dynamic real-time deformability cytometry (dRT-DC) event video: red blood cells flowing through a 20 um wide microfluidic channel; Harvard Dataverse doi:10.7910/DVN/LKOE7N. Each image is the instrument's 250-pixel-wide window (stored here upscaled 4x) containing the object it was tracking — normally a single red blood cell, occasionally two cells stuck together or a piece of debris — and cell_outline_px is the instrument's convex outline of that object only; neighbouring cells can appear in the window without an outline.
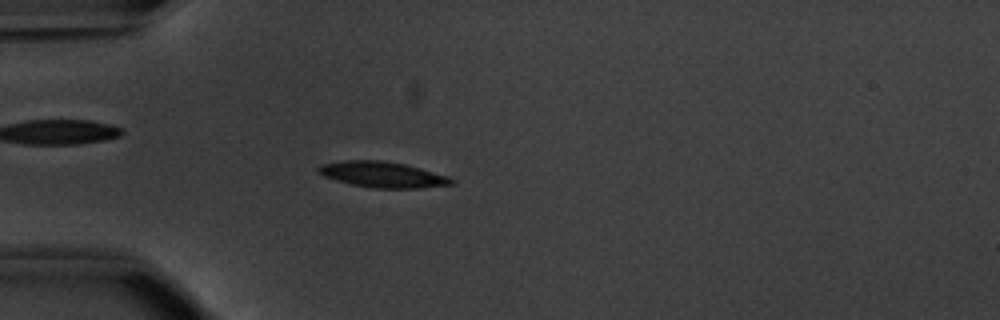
{"species": "common noctule bat (a hibernating species)", "species_latin": "Nyctalus noctula", "temperature_condition": "warm", "stored_images_in_passage": 53, "camera_frame_rate_fps": 3000, "um_per_image_px": 0.085, "animal": {"sex": "male", "body_mass_g": 20.1, "forearm_length_mm": 53.5}, "frame": {"image": 1, "passage_image": 15, "time_ms": 4.667, "image_size_px": [1000, 320], "cell_outline_px": [[456, 180], [452, 184], [424, 188], [372, 188], [352, 184], [336, 180], [324, 176], [316, 172], [316, 168], [320, 164], [344, 160], [380, 160], [404, 164], [420, 168], [448, 176]], "centroid_in_image_um": [32.5, 14.84], "position_along_channel_um": 52.5, "area_um2": 20.06}}
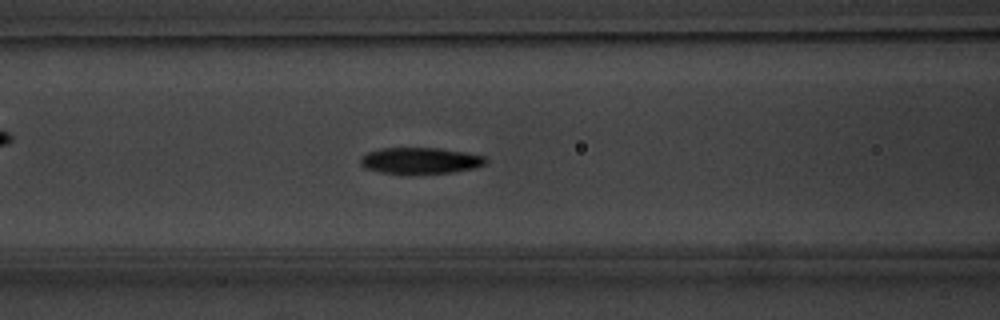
{"frame": {"image": 2, "passage_image": 22, "time_ms": 7.0, "image_size_px": [1000, 320], "cell_outline_px": [[488, 160], [484, 164], [476, 168], [452, 172], [408, 176], [404, 176], [380, 172], [364, 168], [360, 164], [360, 156], [368, 152], [380, 148], [440, 148], [468, 152], [484, 156]], "centroid_in_image_um": [35.7, 13.68], "position_along_channel_um": 130.9, "area_um2": 20.0}}
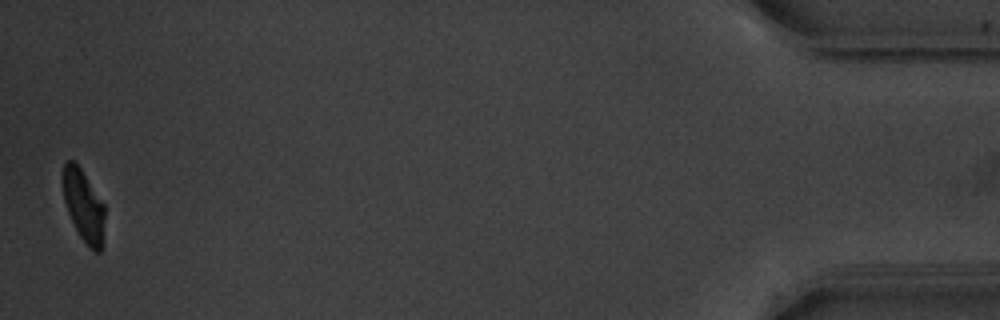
{"frame": {"image": 3, "passage_image": 52, "time_ms": 17.0, "image_size_px": [1000, 320], "cell_outline_px": [[104, 244], [100, 252], [96, 252], [88, 248], [80, 236], [68, 212], [64, 200], [60, 180], [64, 164], [68, 160], [72, 160], [80, 168], [104, 204]], "centroid_in_image_um": [7.1, 17.51], "position_along_channel_um": 428.1, "area_um2": 17.74}, "authors_computed_cell_mechanics": {"area_um2": 19.3052, "velocity_mm_per_s": 3.8347, "shape_relaxation_time_tau1_ms": 2.3244, "shape_relaxation_time_tau2_ms": 5.3235, "deformation_change_tau1": 0.1467, "deformation_change_tau2": 0.0783}}